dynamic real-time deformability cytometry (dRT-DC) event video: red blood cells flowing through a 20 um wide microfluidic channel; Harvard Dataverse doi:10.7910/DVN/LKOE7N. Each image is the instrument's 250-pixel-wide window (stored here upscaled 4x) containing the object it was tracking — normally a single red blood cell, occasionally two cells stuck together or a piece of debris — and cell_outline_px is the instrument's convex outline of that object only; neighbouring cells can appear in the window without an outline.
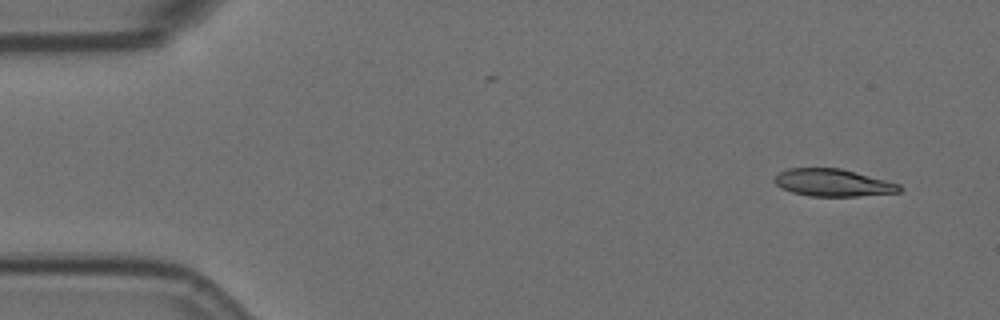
{"species": "Egyptian fruit bat (a non-hibernating species)", "species_latin": "Rousettus aegyptiacus", "temperature_condition": "room temperature", "stored_images_in_passage": 5, "camera_frame_rate_fps": 3000, "um_per_image_px": 0.085, "animal": {"sex": "female"}, "frame": {"image": 1, "passage_image": 1, "time_ms": 0.0, "image_size_px": [1000, 320], "cell_outline_px": [[904, 188], [900, 192], [860, 196], [808, 196], [792, 192], [776, 184], [772, 180], [780, 172], [788, 168], [840, 168], [900, 184]], "centroid_in_image_um": [70.82, 15.53], "position_along_channel_um": 14.2, "area_um2": 19.83}}